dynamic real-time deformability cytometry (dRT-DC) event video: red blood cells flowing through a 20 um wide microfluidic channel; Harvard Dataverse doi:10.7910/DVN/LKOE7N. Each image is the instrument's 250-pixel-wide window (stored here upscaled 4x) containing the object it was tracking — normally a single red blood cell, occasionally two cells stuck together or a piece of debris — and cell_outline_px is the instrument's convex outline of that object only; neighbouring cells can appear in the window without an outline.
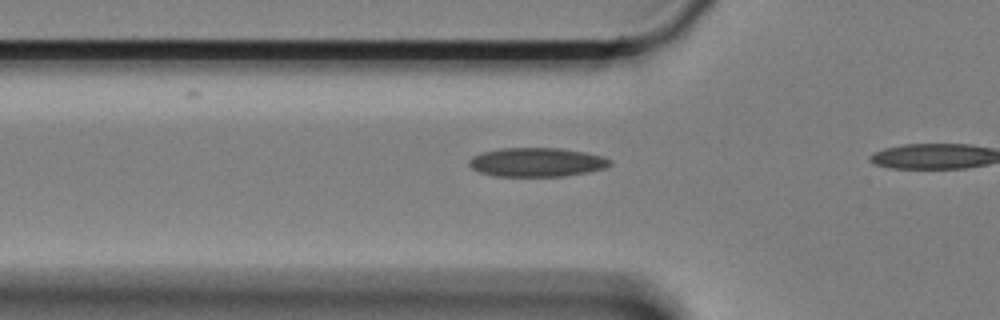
{"species": "Egyptian fruit bat (a non-hibernating species)", "species_latin": "Rousettus aegyptiacus", "temperature_condition": "cold", "stored_images_in_passage": 17, "camera_frame_rate_fps": 3000, "um_per_image_px": 0.085, "animal": {"sex": "female"}, "frame": {"image": 1, "passage_image": 15, "time_ms": 4.667, "image_size_px": [1000, 320], "cell_outline_px": [[612, 164], [604, 168], [588, 172], [564, 176], [492, 176], [480, 172], [472, 168], [468, 164], [468, 160], [472, 156], [480, 152], [500, 148], [560, 148], [584, 152], [604, 156], [612, 160]], "centroid_in_image_um": [45.61, 13.78], "position_along_channel_um": 80.2, "area_um2": 23.99}}